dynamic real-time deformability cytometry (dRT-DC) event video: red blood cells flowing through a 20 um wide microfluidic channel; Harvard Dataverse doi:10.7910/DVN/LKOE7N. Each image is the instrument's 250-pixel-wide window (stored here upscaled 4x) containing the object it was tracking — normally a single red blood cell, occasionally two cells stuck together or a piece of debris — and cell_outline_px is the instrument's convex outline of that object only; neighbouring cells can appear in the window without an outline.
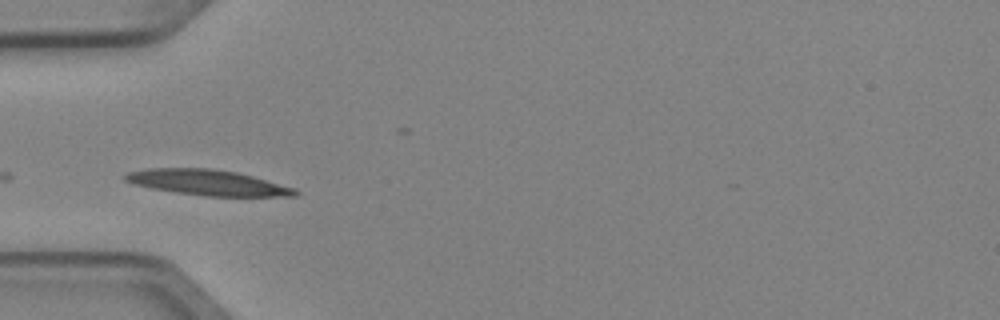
{"species": "Egyptian fruit bat (a non-hibernating species)", "species_latin": "Rousettus aegyptiacus", "temperature_condition": "cold", "stored_images_in_passage": 3, "camera_frame_rate_fps": 3000, "um_per_image_px": 0.085, "animal": {"sex": "female"}, "frame": {"image": 1, "passage_image": 3, "time_ms": 0.667, "image_size_px": [1000, 320], "cell_outline_px": [[300, 192], [296, 196], [204, 196], [176, 192], [152, 188], [132, 184], [124, 180], [120, 176], [128, 172], [148, 168], [212, 168], [236, 172], [252, 176], [296, 188]], "centroid_in_image_um": [17.62, 15.51], "position_along_channel_um": 67.4, "area_um2": 25.37}}